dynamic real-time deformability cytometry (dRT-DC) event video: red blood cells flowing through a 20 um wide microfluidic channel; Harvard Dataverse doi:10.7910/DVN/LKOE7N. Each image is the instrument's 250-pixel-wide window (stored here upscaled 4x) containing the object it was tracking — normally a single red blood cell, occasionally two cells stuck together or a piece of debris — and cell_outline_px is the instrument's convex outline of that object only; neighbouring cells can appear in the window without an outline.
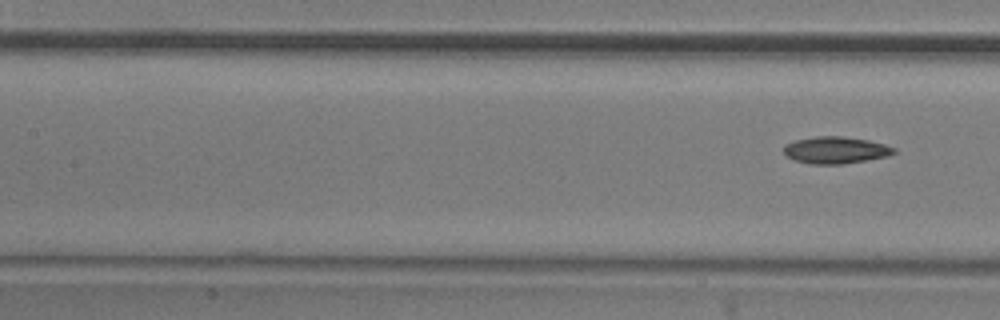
{"species": "common noctule bat (a hibernating species)", "species_latin": "Nyctalus noctula", "temperature_condition": "room temperature", "stored_images_in_passage": 9, "segment_of_instrument_passage": [2, 2], "camera_frame_rate_fps": 3000, "um_per_image_px": 0.085, "animal": {"sex": "male", "body_mass_g": 20.5, "forearm_length_mm": 52.5}, "frame": {"image": 1, "passage_image": 9, "time_ms": 2.667, "image_size_px": [1000, 320], "cell_outline_px": [[896, 152], [888, 156], [868, 160], [844, 164], [808, 164], [792, 160], [784, 156], [784, 144], [796, 140], [816, 136], [840, 136], [868, 140], [884, 144], [896, 148]], "centroid_in_image_um": [71.0, 12.77], "position_along_channel_um": 136.4, "area_um2": 17.51}}